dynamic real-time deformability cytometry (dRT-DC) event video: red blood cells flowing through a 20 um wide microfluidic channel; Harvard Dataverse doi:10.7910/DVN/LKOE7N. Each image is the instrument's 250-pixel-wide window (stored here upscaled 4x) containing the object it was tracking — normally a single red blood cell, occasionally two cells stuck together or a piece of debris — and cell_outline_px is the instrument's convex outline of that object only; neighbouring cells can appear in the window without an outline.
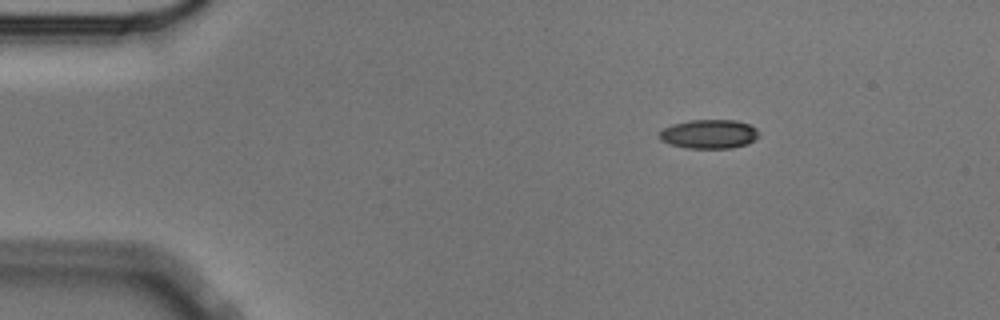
{"species": "Egyptian fruit bat (a non-hibernating species)", "species_latin": "Rousettus aegyptiacus", "temperature_condition": "cold", "stored_images_in_passage": 49, "camera_frame_rate_fps": 3000, "um_per_image_px": 0.085, "animal": {"sex": "male"}, "frame": {"image": 1, "passage_image": 1, "time_ms": 0.0, "image_size_px": [1000, 320], "cell_outline_px": [[760, 136], [748, 144], [732, 148], [688, 148], [668, 144], [660, 140], [656, 136], [664, 128], [672, 124], [688, 120], [736, 120], [748, 124], [756, 128], [760, 132]], "centroid_in_image_um": [60.27, 11.39], "position_along_channel_um": 24.7, "area_um2": 17.11}}
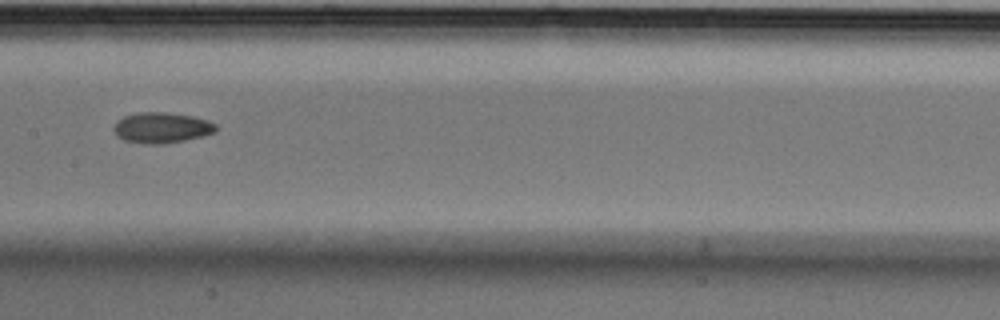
{"frame": {"image": 2, "passage_image": 21, "time_ms": 6.667, "image_size_px": [1000, 320], "cell_outline_px": [[216, 128], [212, 132], [204, 136], [184, 140], [160, 144], [144, 144], [124, 140], [116, 136], [112, 128], [124, 116], [136, 112], [164, 112], [192, 116], [208, 120], [216, 124]], "centroid_in_image_um": [13.71, 10.85], "position_along_channel_um": 193.7, "area_um2": 18.15}}
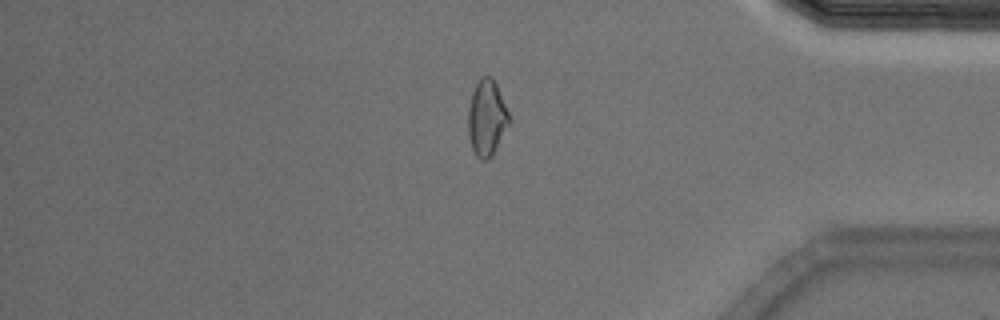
{"frame": {"image": 3, "passage_image": 40, "time_ms": 13.0, "image_size_px": [1000, 320], "cell_outline_px": [[512, 120], [492, 156], [488, 160], [480, 160], [476, 156], [472, 148], [468, 136], [468, 108], [472, 92], [480, 76], [492, 76], [496, 84]], "centroid_in_image_um": [41.38, 10.04], "position_along_channel_um": 393.8, "area_um2": 18.38}, "authors_computed_cell_mechanics": {"area_um2": 17.5712, "velocity_mm_per_s": 3.5547, "shape_relaxation_time_tau1_ms": null, "shape_relaxation_time_tau2_ms": 7.0342, "deformation_change_tau1": null, "deformation_change_tau2": 0.1184}}